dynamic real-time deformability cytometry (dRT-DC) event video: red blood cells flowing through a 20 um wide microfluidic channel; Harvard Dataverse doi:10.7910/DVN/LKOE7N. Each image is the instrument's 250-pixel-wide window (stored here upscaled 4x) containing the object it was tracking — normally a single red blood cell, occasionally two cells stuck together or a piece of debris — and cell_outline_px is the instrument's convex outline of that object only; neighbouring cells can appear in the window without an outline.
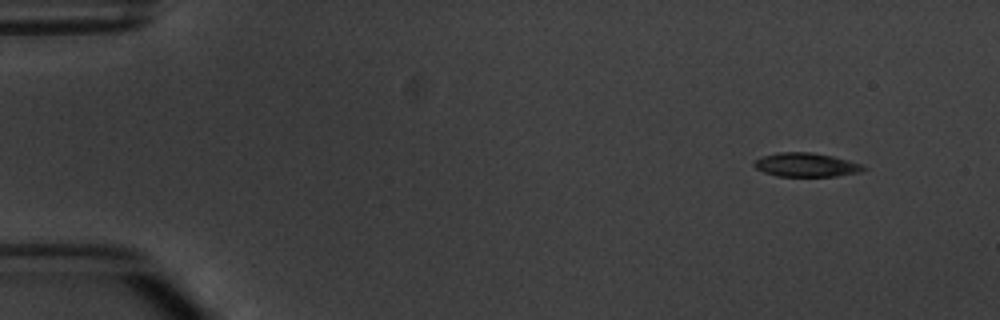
{"species": "common noctule bat (a hibernating species)", "species_latin": "Nyctalus noctula", "temperature_condition": "warm", "stored_images_in_passage": 4, "camera_frame_rate_fps": 3000, "um_per_image_px": 0.085, "animal": {"sex": "male", "body_mass_g": 20.1, "forearm_length_mm": 53.5}, "frame": {"image": 1, "passage_image": 1, "time_ms": 0.0, "image_size_px": [1000, 320], "cell_outline_px": [[868, 168], [860, 172], [836, 176], [776, 176], [764, 172], [756, 168], [752, 164], [756, 160], [764, 156], [780, 152], [808, 152], [832, 156], [864, 164]], "centroid_in_image_um": [68.56, 14.02], "position_along_channel_um": 16.4, "area_um2": 15.14}}